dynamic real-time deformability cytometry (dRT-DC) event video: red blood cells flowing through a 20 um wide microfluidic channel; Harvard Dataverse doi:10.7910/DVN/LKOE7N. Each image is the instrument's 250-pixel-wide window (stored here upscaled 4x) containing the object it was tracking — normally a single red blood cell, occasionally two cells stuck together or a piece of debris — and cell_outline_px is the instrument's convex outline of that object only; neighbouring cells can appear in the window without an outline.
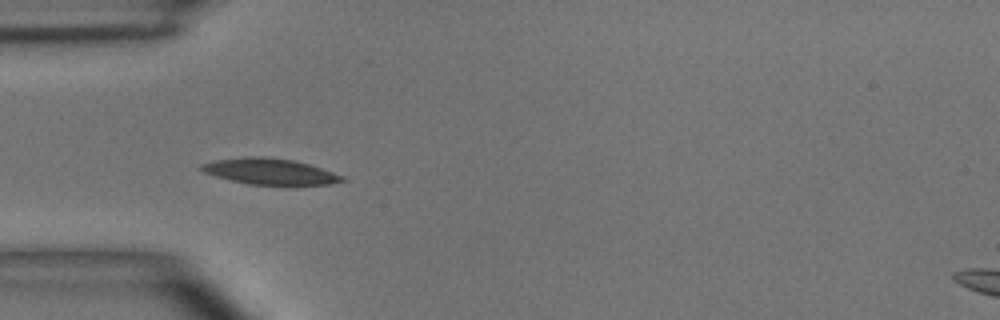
{"species": "common noctule bat (a hibernating species)", "species_latin": "Nyctalus noctula", "temperature_condition": "room temperature", "stored_images_in_passage": 4, "camera_frame_rate_fps": 3000, "um_per_image_px": 0.085, "animal": {"sex": "male", "body_mass_g": 15.6}, "frame": {"image": 1, "passage_image": 3, "time_ms": 2.667, "image_size_px": [1000, 320], "cell_outline_px": [[348, 180], [328, 184], [248, 184], [216, 176], [204, 172], [196, 168], [200, 164], [216, 160], [248, 156], [264, 156], [296, 160], [344, 176]], "centroid_in_image_um": [22.91, 14.55], "position_along_channel_um": 62.1, "area_um2": 21.15}}
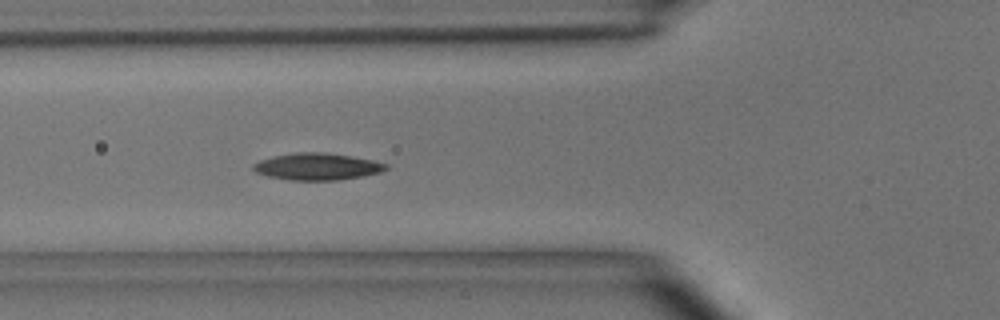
{"frame": {"image": 2, "passage_image": 4, "time_ms": 3.667, "image_size_px": [1000, 320], "cell_outline_px": [[388, 168], [380, 172], [364, 176], [336, 180], [288, 180], [268, 176], [256, 172], [252, 168], [252, 164], [260, 160], [272, 156], [296, 152], [324, 152], [352, 156], [372, 160], [388, 164]], "centroid_in_image_um": [26.95, 14.15], "position_along_channel_um": 98.9, "area_um2": 20.87}}